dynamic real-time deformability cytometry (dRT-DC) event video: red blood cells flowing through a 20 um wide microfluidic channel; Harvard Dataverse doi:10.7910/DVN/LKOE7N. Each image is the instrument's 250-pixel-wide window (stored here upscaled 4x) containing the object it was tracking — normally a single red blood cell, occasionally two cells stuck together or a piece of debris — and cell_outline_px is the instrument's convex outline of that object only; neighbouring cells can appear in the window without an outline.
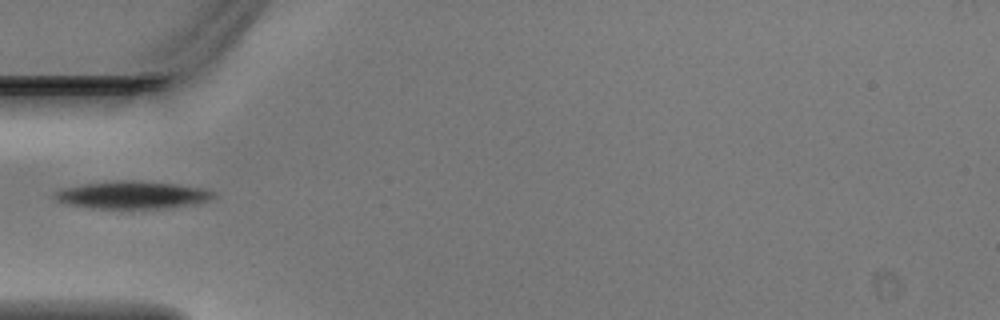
{"species": "Egyptian fruit bat (a non-hibernating species)", "species_latin": "Rousettus aegyptiacus", "temperature_condition": "warm", "stored_images_in_passage": 2, "camera_frame_rate_fps": 3000, "um_per_image_px": 0.085, "animal": {"sex": "male"}, "frame": {"image": 1, "passage_image": 2, "time_ms": 0.333, "image_size_px": [1000, 320], "cell_outline_px": [[216, 196], [208, 200], [192, 204], [168, 208], [92, 208], [68, 204], [56, 200], [56, 192], [64, 188], [88, 184], [176, 184], [200, 188], [216, 192]], "centroid_in_image_um": [11.32, 16.64], "position_along_channel_um": 73.7, "area_um2": 23.52}}